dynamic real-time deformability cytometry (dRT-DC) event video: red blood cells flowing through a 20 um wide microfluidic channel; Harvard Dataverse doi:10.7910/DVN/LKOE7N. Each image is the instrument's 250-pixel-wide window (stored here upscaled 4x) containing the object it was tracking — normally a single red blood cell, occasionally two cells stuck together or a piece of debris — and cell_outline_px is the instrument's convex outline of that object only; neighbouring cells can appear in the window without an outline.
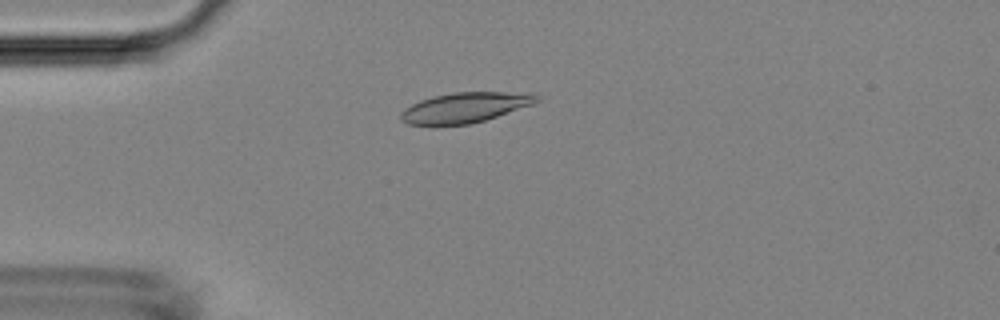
{"species": "Egyptian fruit bat (a non-hibernating species)", "species_latin": "Rousettus aegyptiacus", "temperature_condition": "room temperature", "stored_images_in_passage": 1, "camera_frame_rate_fps": 3000, "um_per_image_px": 0.085, "animal": {"sex": "female"}, "frame": {"image": 1, "passage_image": 1, "time_ms": 0.0, "image_size_px": [1000, 320], "cell_outline_px": [[540, 100], [536, 104], [472, 124], [408, 124], [400, 120], [400, 112], [404, 108], [420, 100], [452, 92], [536, 92], [540, 96]], "centroid_in_image_um": [39.62, 9.12], "position_along_channel_um": 45.4, "area_um2": 24.1}}